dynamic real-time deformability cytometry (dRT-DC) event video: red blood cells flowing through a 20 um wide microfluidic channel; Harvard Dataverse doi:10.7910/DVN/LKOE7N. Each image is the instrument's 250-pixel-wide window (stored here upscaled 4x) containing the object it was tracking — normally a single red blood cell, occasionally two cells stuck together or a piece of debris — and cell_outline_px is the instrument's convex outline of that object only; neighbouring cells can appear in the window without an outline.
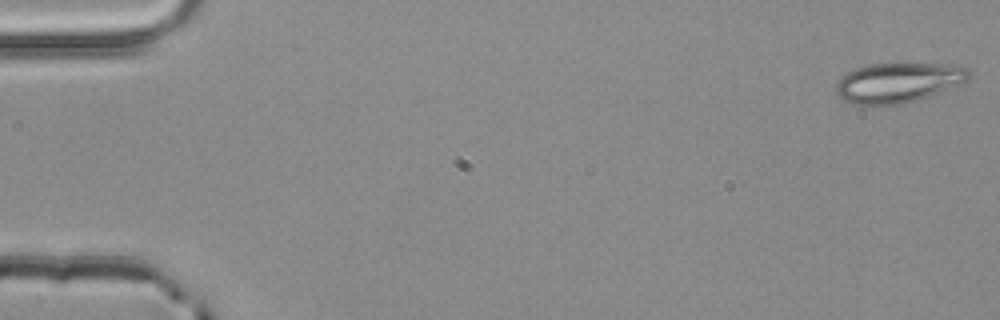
{"species": "common noctule bat (a hibernating species)", "species_latin": "Nyctalus noctula", "temperature_condition": "room temperature", "stored_images_in_passage": 5, "segment_of_instrument_passage": [2, 2], "camera_frame_rate_fps": 3000, "um_per_image_px": 0.085, "animal": {"sex": "male", "body_mass_g": 20.4}, "frame": {"image": 1, "passage_image": 5, "time_ms": 1.333, "image_size_px": [1000, 320], "cell_outline_px": [[972, 76], [968, 80], [940, 92], [916, 100], [900, 104], [852, 104], [840, 100], [836, 92], [836, 80], [840, 76], [856, 68], [872, 64], [960, 64], [968, 68], [972, 72]], "centroid_in_image_um": [76.35, 7.01], "position_along_channel_um": 8.6, "area_um2": 31.04}}